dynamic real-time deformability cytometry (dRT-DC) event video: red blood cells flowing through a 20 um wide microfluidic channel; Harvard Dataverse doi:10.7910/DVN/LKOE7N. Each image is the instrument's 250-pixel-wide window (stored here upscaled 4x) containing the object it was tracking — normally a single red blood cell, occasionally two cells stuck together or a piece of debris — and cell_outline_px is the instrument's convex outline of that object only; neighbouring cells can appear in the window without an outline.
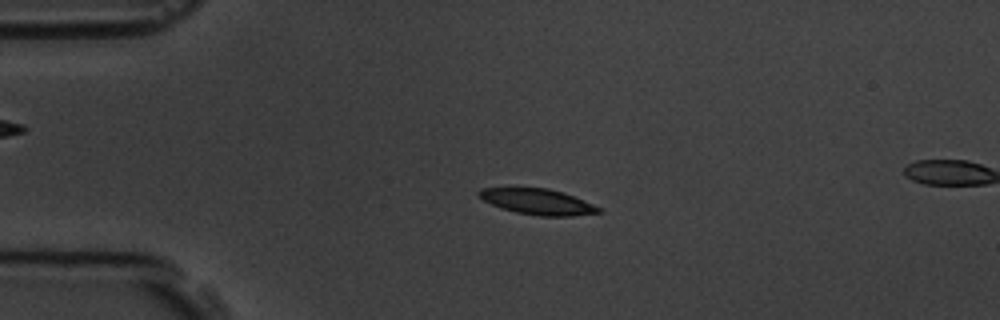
{"species": "common noctule bat (a hibernating species)", "species_latin": "Nyctalus noctula", "temperature_condition": "room temperature", "stored_images_in_passage": 5, "segment_of_instrument_passage": [1, 2], "camera_frame_rate_fps": 3000, "um_per_image_px": 0.085, "animal": {"sex": "male", "body_mass_g": 19.5, "forearm_length_mm": 54.6}, "frame": {"image": 1, "passage_image": 3, "time_ms": 2.333, "image_size_px": [1000, 320], "cell_outline_px": [[604, 212], [572, 216], [540, 216], [516, 212], [500, 208], [476, 196], [476, 192], [480, 188], [548, 188], [564, 192], [592, 204], [600, 208]], "centroid_in_image_um": [45.68, 17.14], "position_along_channel_um": 39.3, "area_um2": 17.98}}